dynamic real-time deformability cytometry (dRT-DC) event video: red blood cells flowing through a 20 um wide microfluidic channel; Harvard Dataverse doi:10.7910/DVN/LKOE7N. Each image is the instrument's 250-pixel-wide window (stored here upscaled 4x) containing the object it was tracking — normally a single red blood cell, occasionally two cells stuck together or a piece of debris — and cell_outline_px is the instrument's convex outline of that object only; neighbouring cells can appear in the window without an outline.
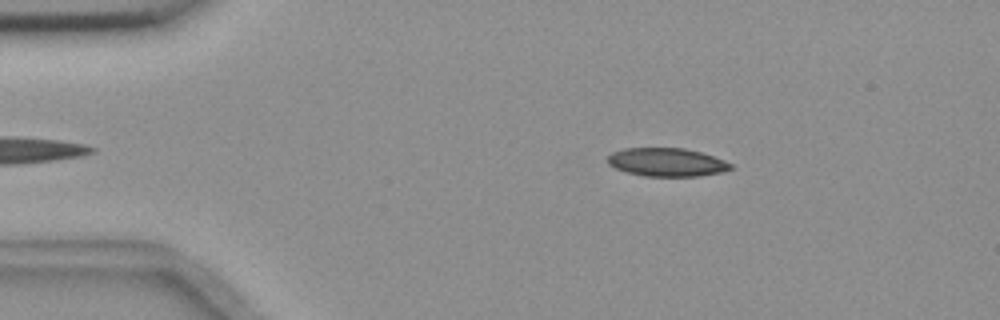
{"species": "common noctule bat (a hibernating species)", "species_latin": "Nyctalus noctula", "temperature_condition": "room temperature", "stored_images_in_passage": 51, "camera_frame_rate_fps": 3000, "um_per_image_px": 0.085, "animal": {"sex": "female", "body_mass_g": 18.4}, "frame": {"image": 1, "passage_image": 5, "time_ms": 1.333, "image_size_px": [1000, 320], "cell_outline_px": [[732, 168], [724, 172], [700, 176], [644, 176], [628, 172], [616, 168], [608, 164], [608, 156], [612, 152], [624, 148], [684, 148], [700, 152], [724, 160], [732, 164]], "centroid_in_image_um": [56.69, 13.79], "position_along_channel_um": 28.3, "area_um2": 20.29}}
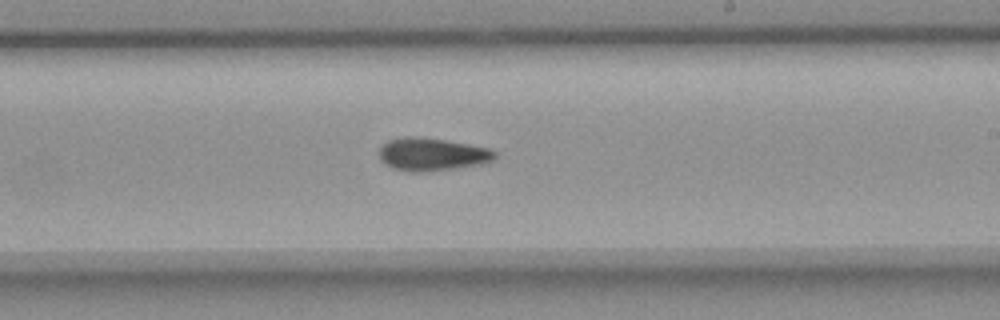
{"frame": {"image": 2, "passage_image": 28, "time_ms": 9.0, "image_size_px": [1000, 320], "cell_outline_px": [[496, 156], [492, 160], [480, 164], [456, 168], [420, 172], [412, 172], [392, 168], [380, 160], [380, 148], [388, 140], [404, 136], [416, 136], [444, 140], [468, 144], [488, 148], [496, 152]], "centroid_in_image_um": [36.7, 13.11], "position_along_channel_um": 252.3, "area_um2": 21.96}}
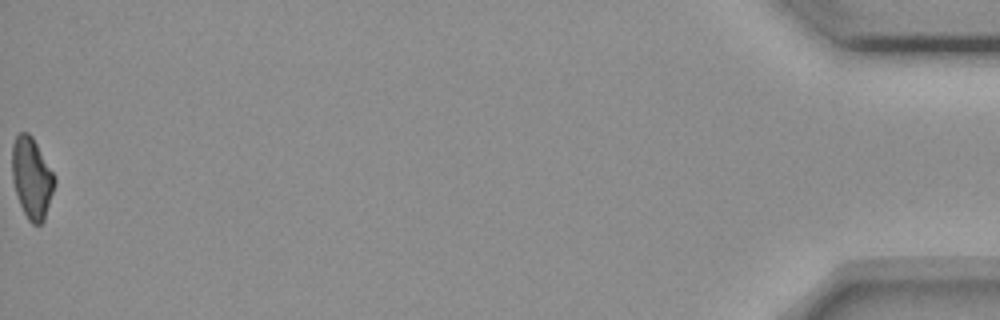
{"frame": {"image": 3, "passage_image": 51, "time_ms": 16.667, "image_size_px": [1000, 320], "cell_outline_px": [[56, 184], [44, 220], [40, 224], [32, 224], [28, 220], [20, 204], [12, 180], [12, 144], [16, 136], [20, 132], [28, 132], [32, 136], [52, 172], [56, 180]], "centroid_in_image_um": [2.69, 15.13], "position_along_channel_um": 432.5, "area_um2": 19.88}, "authors_computed_cell_mechanics": {"area_um2": 21.1548, "velocity_mm_per_s": 3.6678, "shape_relaxation_time_tau1_ms": 9.8119, "shape_relaxation_time_tau2_ms": 11.2204, "deformation_change_tau1": 0.1772, "deformation_change_tau2": 0.1789}}